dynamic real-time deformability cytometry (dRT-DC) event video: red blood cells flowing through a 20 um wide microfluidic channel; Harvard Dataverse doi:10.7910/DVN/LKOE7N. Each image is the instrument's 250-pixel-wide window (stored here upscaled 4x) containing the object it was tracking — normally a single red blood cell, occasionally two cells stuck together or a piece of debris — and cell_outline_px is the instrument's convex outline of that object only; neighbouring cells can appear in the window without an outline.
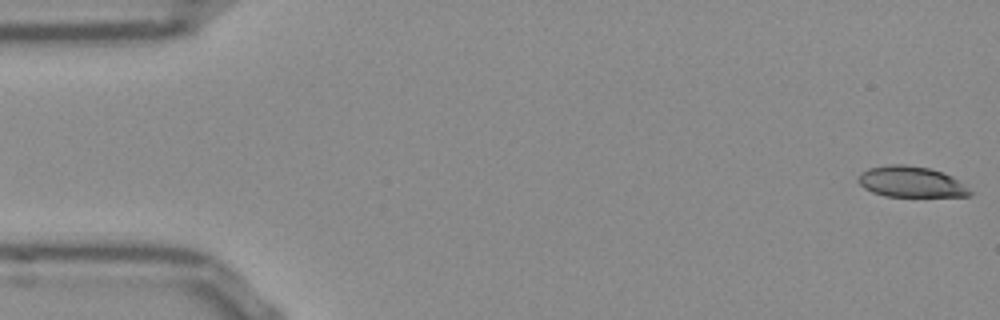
{"species": "Egyptian fruit bat (a non-hibernating species)", "species_latin": "Rousettus aegyptiacus", "temperature_condition": "room temperature", "stored_images_in_passage": 9, "camera_frame_rate_fps": 3000, "um_per_image_px": 0.085, "frame": {"image": 1, "passage_image": 1, "time_ms": 0.0, "image_size_px": [1000, 320], "cell_outline_px": [[972, 192], [968, 196], [884, 196], [872, 192], [864, 188], [856, 180], [860, 172], [868, 168], [888, 164], [904, 164], [928, 168], [952, 176], [968, 188]], "centroid_in_image_um": [77.37, 15.45], "position_along_channel_um": 7.6, "area_um2": 20.0}}